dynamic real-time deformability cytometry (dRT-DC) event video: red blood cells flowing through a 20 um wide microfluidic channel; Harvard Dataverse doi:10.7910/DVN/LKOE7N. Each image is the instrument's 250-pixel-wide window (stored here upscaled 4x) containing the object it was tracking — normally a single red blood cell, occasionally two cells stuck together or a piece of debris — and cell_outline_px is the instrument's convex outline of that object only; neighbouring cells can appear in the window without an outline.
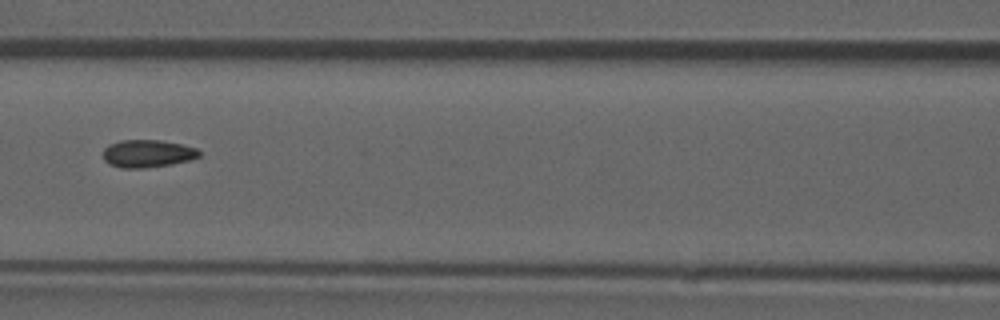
{"species": "common noctule bat (a hibernating species)", "species_latin": "Nyctalus noctula", "temperature_condition": "room temperature", "stored_images_in_passage": 9, "camera_frame_rate_fps": 3000, "um_per_image_px": 0.085, "animal": {"sex": "male", "forearm_length_mm": 52.5}, "frame": {"image": 1, "passage_image": 6, "time_ms": 1.667, "image_size_px": [1000, 320], "cell_outline_px": [[200, 156], [192, 160], [172, 164], [144, 168], [120, 168], [108, 164], [104, 160], [104, 148], [108, 144], [120, 140], [160, 140], [180, 144], [196, 148], [200, 152]], "centroid_in_image_um": [12.53, 13.06], "position_along_channel_um": 154.1, "area_um2": 15.61}}